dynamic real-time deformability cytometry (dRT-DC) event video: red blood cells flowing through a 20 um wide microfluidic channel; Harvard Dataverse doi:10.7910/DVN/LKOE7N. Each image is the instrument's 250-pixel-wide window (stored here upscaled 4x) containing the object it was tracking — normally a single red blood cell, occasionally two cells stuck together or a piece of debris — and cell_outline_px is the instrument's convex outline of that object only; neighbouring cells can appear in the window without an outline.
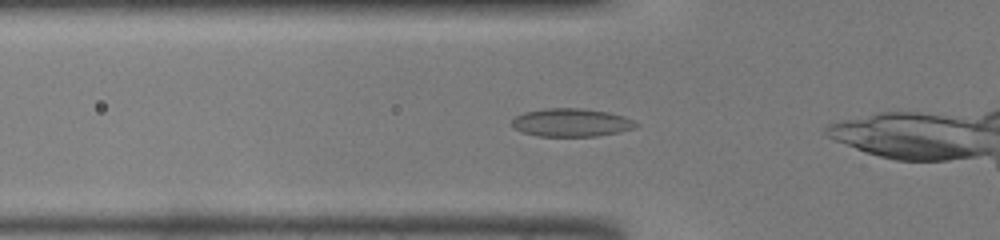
{"species": "common noctule bat (a hibernating species)", "species_latin": "Nyctalus noctula", "temperature_condition": "warm", "stored_images_in_passage": 27, "camera_frame_rate_fps": 3000, "um_per_image_px": 0.085, "animal": {"sex": "male", "body_mass_g": 19.0, "forearm_length_mm": 50.8}, "frame": {"image": 1, "passage_image": 6, "time_ms": 1.667, "image_size_px": [1000, 240], "cell_outline_px": [[640, 124], [636, 128], [620, 132], [596, 136], [536, 136], [512, 128], [512, 120], [516, 116], [524, 112], [544, 108], [580, 108], [608, 112], [624, 116]], "centroid_in_image_um": [48.57, 10.42], "position_along_channel_um": 77.2, "area_um2": 20.46}}
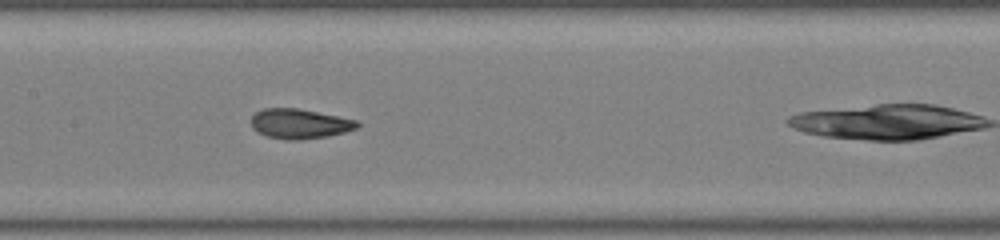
{"frame": {"image": 2, "passage_image": 13, "time_ms": 4.0, "image_size_px": [1000, 240], "cell_outline_px": [[360, 124], [356, 128], [344, 132], [328, 136], [300, 140], [288, 140], [268, 136], [252, 128], [252, 116], [256, 112], [264, 108], [296, 108], [360, 120]], "centroid_in_image_um": [25.5, 10.51], "position_along_channel_um": 181.9, "area_um2": 18.32}}
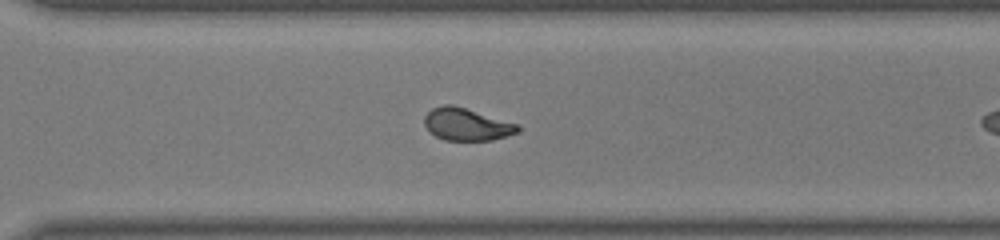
{"frame": {"image": 3, "passage_image": 23, "time_ms": 7.333, "image_size_px": [1000, 240], "cell_outline_px": [[520, 128], [516, 132], [508, 136], [492, 140], [444, 140], [428, 132], [424, 124], [424, 116], [432, 108], [444, 104], [452, 104], [520, 124]], "centroid_in_image_um": [39.65, 10.57], "position_along_channel_um": 330.9, "area_um2": 17.74}}